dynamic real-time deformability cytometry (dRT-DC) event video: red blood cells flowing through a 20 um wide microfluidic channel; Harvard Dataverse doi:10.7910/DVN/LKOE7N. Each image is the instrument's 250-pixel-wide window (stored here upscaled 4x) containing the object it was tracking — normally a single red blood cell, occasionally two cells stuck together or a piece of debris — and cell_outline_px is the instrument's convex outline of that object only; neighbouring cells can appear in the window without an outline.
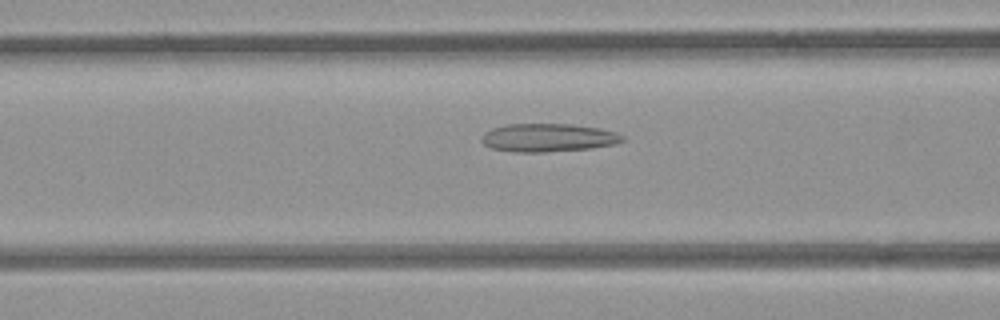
{"species": "common noctule bat (a hibernating species)", "species_latin": "Nyctalus noctula", "temperature_condition": "room temperature", "stored_images_in_passage": 45, "camera_frame_rate_fps": 3000, "um_per_image_px": 0.085, "animal": {"sex": "female", "body_mass_g": 21.9}, "frame": {"image": 1, "passage_image": 13, "time_ms": 4.0, "image_size_px": [1000, 320], "cell_outline_px": [[624, 140], [616, 144], [592, 148], [544, 152], [512, 152], [492, 148], [484, 144], [480, 140], [480, 136], [484, 132], [492, 128], [508, 124], [572, 124], [600, 128], [616, 132], [624, 136]], "centroid_in_image_um": [46.58, 11.7], "position_along_channel_um": 120.0, "area_um2": 23.35}}
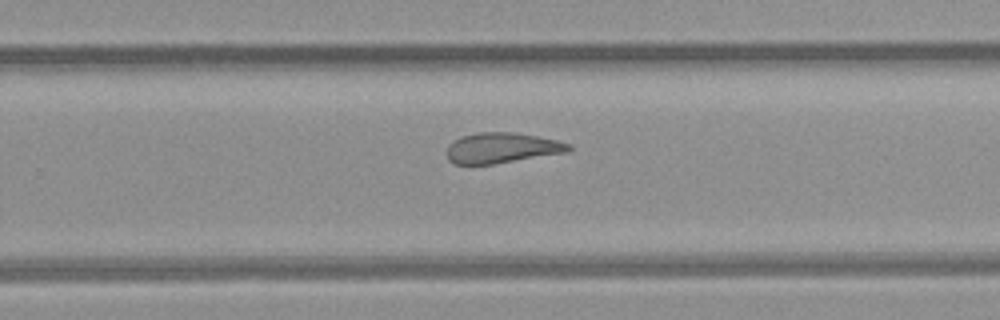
{"frame": {"image": 2, "passage_image": 26, "time_ms": 8.333, "image_size_px": [1000, 320], "cell_outline_px": [[572, 148], [568, 152], [492, 164], [452, 164], [448, 160], [448, 144], [460, 136], [476, 132], [512, 132], [536, 136], [556, 140], [572, 144]], "centroid_in_image_um": [42.64, 12.57], "position_along_channel_um": 287.2, "area_um2": 21.62}}
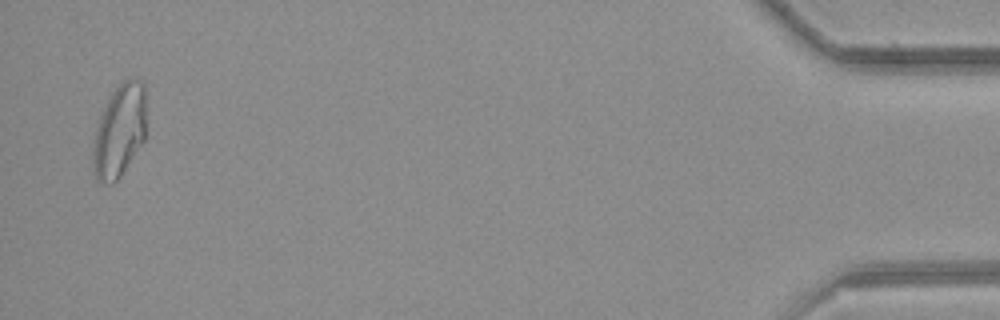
{"frame": {"image": 3, "passage_image": 44, "time_ms": 14.333, "image_size_px": [1000, 320], "cell_outline_px": [[144, 140], [120, 176], [112, 184], [100, 184], [96, 180], [92, 172], [92, 148], [96, 128], [100, 116], [112, 92], [120, 80], [128, 76], [136, 76], [144, 80]], "centroid_in_image_um": [10.12, 11.09], "position_along_channel_um": 425.1, "area_um2": 29.19}, "authors_computed_cell_mechanics": {"area_um2": 24.1026, "velocity_mm_per_s": 3.8587, "shape_relaxation_time_tau1_ms": null, "shape_relaxation_time_tau2_ms": 2.0336, "deformation_change_tau1": null, "deformation_change_tau2": 0.1138}}